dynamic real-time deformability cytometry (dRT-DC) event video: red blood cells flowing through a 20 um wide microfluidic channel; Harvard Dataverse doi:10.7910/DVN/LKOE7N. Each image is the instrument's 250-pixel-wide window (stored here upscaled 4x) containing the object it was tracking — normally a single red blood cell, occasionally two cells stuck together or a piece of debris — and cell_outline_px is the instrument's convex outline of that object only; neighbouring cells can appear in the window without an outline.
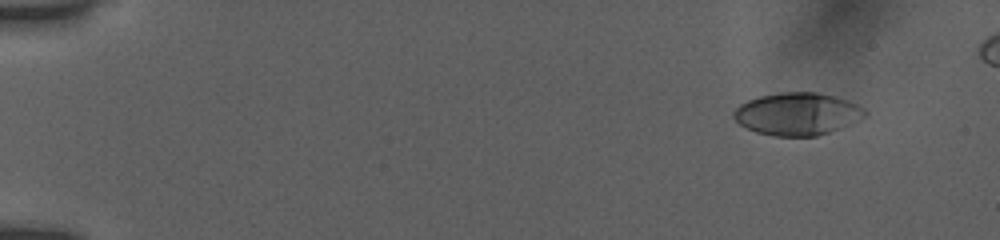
{"species": "human", "species_latin": "Homo sapiens", "temperature_condition": "room temperature", "stored_images_in_passage": 7, "camera_frame_rate_fps": 3000, "um_per_image_px": 0.085, "donor": {"sex": "female"}, "frame": {"image": 1, "passage_image": 2, "time_ms": 1.333, "image_size_px": [1000, 240], "cell_outline_px": [[868, 112], [864, 116], [828, 132], [816, 136], [776, 136], [756, 132], [740, 124], [732, 116], [736, 108], [740, 104], [748, 100], [760, 96], [784, 92], [816, 92], [836, 96], [848, 100], [864, 108]], "centroid_in_image_um": [67.75, 9.67], "position_along_channel_um": 17.3, "area_um2": 32.02}}
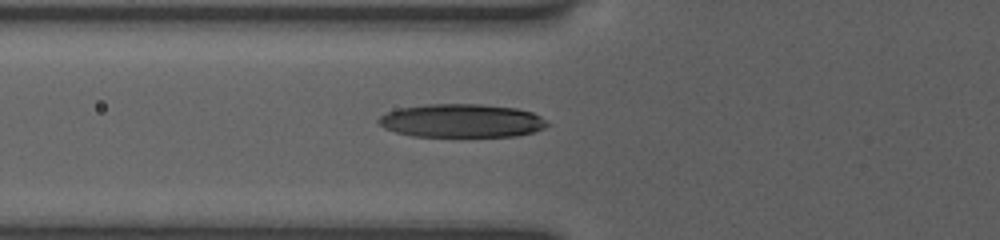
{"frame": {"image": 2, "passage_image": 7, "time_ms": 6.667, "image_size_px": [1000, 240], "cell_outline_px": [[548, 124], [544, 128], [536, 132], [516, 136], [412, 136], [396, 132], [384, 128], [376, 120], [380, 116], [396, 108], [424, 104], [480, 104], [516, 108], [532, 112], [540, 116]], "centroid_in_image_um": [39.22, 10.26], "position_along_channel_um": 86.6, "area_um2": 32.95}}